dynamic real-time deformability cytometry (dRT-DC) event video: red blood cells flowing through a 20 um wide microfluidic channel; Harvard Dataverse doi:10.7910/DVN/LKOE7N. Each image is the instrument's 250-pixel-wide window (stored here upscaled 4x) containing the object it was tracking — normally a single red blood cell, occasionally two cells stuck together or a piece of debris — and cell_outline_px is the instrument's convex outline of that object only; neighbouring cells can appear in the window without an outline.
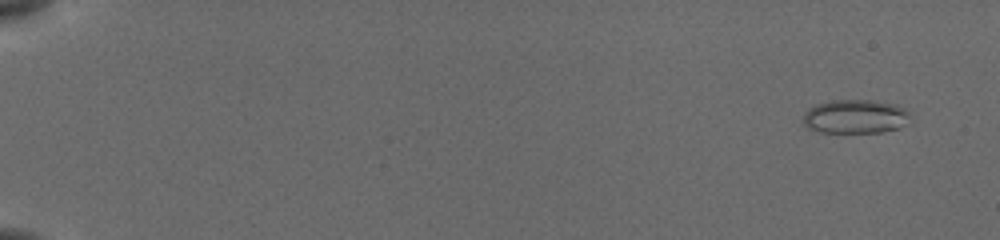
{"species": "common noctule bat (a hibernating species)", "species_latin": "Nyctalus noctula", "temperature_condition": "cold", "stored_images_in_passage": 56, "camera_frame_rate_fps": 3000, "um_per_image_px": 0.085, "animal": {"sex": "female", "body_mass_g": 19.5, "forearm_length_mm": 54.1}, "frame": {"image": 1, "passage_image": 4, "time_ms": 1.0, "image_size_px": [1000, 240], "cell_outline_px": [[912, 116], [908, 124], [900, 128], [880, 132], [820, 132], [808, 128], [804, 124], [804, 112], [808, 108], [816, 104], [832, 100], [872, 100], [896, 104], [904, 108]], "centroid_in_image_um": [72.74, 9.9], "position_along_channel_um": 12.3, "area_um2": 21.39}}
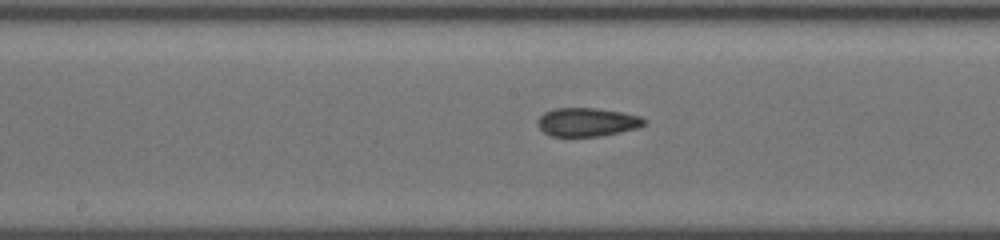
{"frame": {"image": 2, "passage_image": 32, "time_ms": 10.333, "image_size_px": [1000, 240], "cell_outline_px": [[648, 124], [640, 128], [600, 136], [548, 136], [536, 124], [536, 120], [544, 112], [556, 108], [596, 108], [624, 112], [640, 116], [648, 120]], "centroid_in_image_um": [49.95, 10.37], "position_along_channel_um": 198.3, "area_um2": 18.09}}
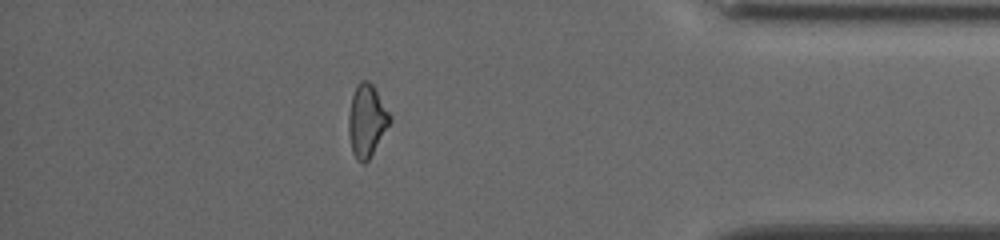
{"frame": {"image": 3, "passage_image": 50, "time_ms": 16.333, "image_size_px": [1000, 240], "cell_outline_px": [[392, 120], [368, 160], [364, 164], [360, 164], [356, 160], [352, 152], [348, 132], [348, 116], [352, 96], [356, 84], [360, 80], [368, 80], [372, 84], [392, 116]], "centroid_in_image_um": [31.16, 10.26], "position_along_channel_um": 404.0, "area_um2": 17.51}, "authors_computed_cell_mechanics": {"area_um2": 18.0914, "velocity_mm_per_s": 3.8836, "shape_relaxation_time_tau1_ms": null, "shape_relaxation_time_tau2_ms": 3.5374, "deformation_change_tau1": null, "deformation_change_tau2": 0.1053}}